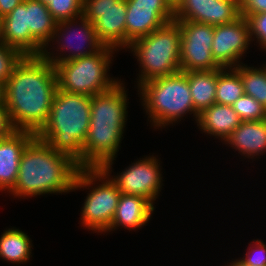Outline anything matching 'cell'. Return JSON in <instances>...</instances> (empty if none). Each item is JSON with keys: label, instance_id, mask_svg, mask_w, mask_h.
<instances>
[{"label": "cell", "instance_id": "1", "mask_svg": "<svg viewBox=\"0 0 266 266\" xmlns=\"http://www.w3.org/2000/svg\"><path fill=\"white\" fill-rule=\"evenodd\" d=\"M4 89V105L14 129L37 135L48 121L58 90L55 66L42 56H24Z\"/></svg>", "mask_w": 266, "mask_h": 266}, {"label": "cell", "instance_id": "2", "mask_svg": "<svg viewBox=\"0 0 266 266\" xmlns=\"http://www.w3.org/2000/svg\"><path fill=\"white\" fill-rule=\"evenodd\" d=\"M124 84L120 81L112 89L91 96L90 125L82 158L77 162L80 168H101L112 174L128 118L129 99Z\"/></svg>", "mask_w": 266, "mask_h": 266}, {"label": "cell", "instance_id": "3", "mask_svg": "<svg viewBox=\"0 0 266 266\" xmlns=\"http://www.w3.org/2000/svg\"><path fill=\"white\" fill-rule=\"evenodd\" d=\"M79 169L77 162L69 155L52 149L35 137L21 155L16 184L9 196L25 199L73 192Z\"/></svg>", "mask_w": 266, "mask_h": 266}, {"label": "cell", "instance_id": "4", "mask_svg": "<svg viewBox=\"0 0 266 266\" xmlns=\"http://www.w3.org/2000/svg\"><path fill=\"white\" fill-rule=\"evenodd\" d=\"M91 113V96L57 90L48 121L36 135L52 149L78 162L86 139Z\"/></svg>", "mask_w": 266, "mask_h": 266}, {"label": "cell", "instance_id": "5", "mask_svg": "<svg viewBox=\"0 0 266 266\" xmlns=\"http://www.w3.org/2000/svg\"><path fill=\"white\" fill-rule=\"evenodd\" d=\"M137 89L148 121L155 130L173 126L186 114H193L195 119L188 78L184 72L150 80Z\"/></svg>", "mask_w": 266, "mask_h": 266}, {"label": "cell", "instance_id": "6", "mask_svg": "<svg viewBox=\"0 0 266 266\" xmlns=\"http://www.w3.org/2000/svg\"><path fill=\"white\" fill-rule=\"evenodd\" d=\"M180 48L181 31L175 20L132 42L126 51L130 50L139 64L137 87L180 72Z\"/></svg>", "mask_w": 266, "mask_h": 266}, {"label": "cell", "instance_id": "7", "mask_svg": "<svg viewBox=\"0 0 266 266\" xmlns=\"http://www.w3.org/2000/svg\"><path fill=\"white\" fill-rule=\"evenodd\" d=\"M115 51V52H114ZM118 51L103 46L98 52L81 58L56 63L55 71L58 89L87 96L97 95L112 89L121 79L108 74L112 57Z\"/></svg>", "mask_w": 266, "mask_h": 266}, {"label": "cell", "instance_id": "8", "mask_svg": "<svg viewBox=\"0 0 266 266\" xmlns=\"http://www.w3.org/2000/svg\"><path fill=\"white\" fill-rule=\"evenodd\" d=\"M81 188L89 192L81 207L79 222L89 231L105 233L114 218L121 192L101 168H80L72 191Z\"/></svg>", "mask_w": 266, "mask_h": 266}, {"label": "cell", "instance_id": "9", "mask_svg": "<svg viewBox=\"0 0 266 266\" xmlns=\"http://www.w3.org/2000/svg\"><path fill=\"white\" fill-rule=\"evenodd\" d=\"M51 43L53 46L56 43L57 49L53 47L50 51ZM49 44L44 48L41 56L53 65L91 55L104 46L96 35L94 25L83 15L57 22Z\"/></svg>", "mask_w": 266, "mask_h": 266}, {"label": "cell", "instance_id": "10", "mask_svg": "<svg viewBox=\"0 0 266 266\" xmlns=\"http://www.w3.org/2000/svg\"><path fill=\"white\" fill-rule=\"evenodd\" d=\"M125 0H83V16L93 25L99 41L117 51L126 50Z\"/></svg>", "mask_w": 266, "mask_h": 266}, {"label": "cell", "instance_id": "11", "mask_svg": "<svg viewBox=\"0 0 266 266\" xmlns=\"http://www.w3.org/2000/svg\"><path fill=\"white\" fill-rule=\"evenodd\" d=\"M181 31L180 71H210L220 69L211 54L214 26L177 21Z\"/></svg>", "mask_w": 266, "mask_h": 266}, {"label": "cell", "instance_id": "12", "mask_svg": "<svg viewBox=\"0 0 266 266\" xmlns=\"http://www.w3.org/2000/svg\"><path fill=\"white\" fill-rule=\"evenodd\" d=\"M158 158V156L147 155L131 163L116 176L106 174L121 193L144 197L155 205L154 201L159 197L162 186H164L161 161Z\"/></svg>", "mask_w": 266, "mask_h": 266}, {"label": "cell", "instance_id": "13", "mask_svg": "<svg viewBox=\"0 0 266 266\" xmlns=\"http://www.w3.org/2000/svg\"><path fill=\"white\" fill-rule=\"evenodd\" d=\"M251 43L247 19L240 16L232 23L214 26L211 54L220 67L235 68L243 63Z\"/></svg>", "mask_w": 266, "mask_h": 266}, {"label": "cell", "instance_id": "14", "mask_svg": "<svg viewBox=\"0 0 266 266\" xmlns=\"http://www.w3.org/2000/svg\"><path fill=\"white\" fill-rule=\"evenodd\" d=\"M126 50L135 40L174 20V11L165 0H125Z\"/></svg>", "mask_w": 266, "mask_h": 266}, {"label": "cell", "instance_id": "15", "mask_svg": "<svg viewBox=\"0 0 266 266\" xmlns=\"http://www.w3.org/2000/svg\"><path fill=\"white\" fill-rule=\"evenodd\" d=\"M240 17L239 0H183L174 11L175 21L223 25Z\"/></svg>", "mask_w": 266, "mask_h": 266}, {"label": "cell", "instance_id": "16", "mask_svg": "<svg viewBox=\"0 0 266 266\" xmlns=\"http://www.w3.org/2000/svg\"><path fill=\"white\" fill-rule=\"evenodd\" d=\"M1 41L23 56H41L44 48L31 36L27 27L26 0L2 18Z\"/></svg>", "mask_w": 266, "mask_h": 266}, {"label": "cell", "instance_id": "17", "mask_svg": "<svg viewBox=\"0 0 266 266\" xmlns=\"http://www.w3.org/2000/svg\"><path fill=\"white\" fill-rule=\"evenodd\" d=\"M36 137L32 132L14 130L0 139V191L10 192L16 184L19 162L26 146Z\"/></svg>", "mask_w": 266, "mask_h": 266}, {"label": "cell", "instance_id": "18", "mask_svg": "<svg viewBox=\"0 0 266 266\" xmlns=\"http://www.w3.org/2000/svg\"><path fill=\"white\" fill-rule=\"evenodd\" d=\"M155 206L146 198L121 193L117 209L110 225L105 232L119 228L139 230L150 222ZM121 226V227H120ZM119 227V228H118Z\"/></svg>", "mask_w": 266, "mask_h": 266}, {"label": "cell", "instance_id": "19", "mask_svg": "<svg viewBox=\"0 0 266 266\" xmlns=\"http://www.w3.org/2000/svg\"><path fill=\"white\" fill-rule=\"evenodd\" d=\"M223 144L241 153L243 158H259L266 152V119L241 122Z\"/></svg>", "mask_w": 266, "mask_h": 266}, {"label": "cell", "instance_id": "20", "mask_svg": "<svg viewBox=\"0 0 266 266\" xmlns=\"http://www.w3.org/2000/svg\"><path fill=\"white\" fill-rule=\"evenodd\" d=\"M241 122L231 105L214 103L199 114L197 127L206 135H212L224 143Z\"/></svg>", "mask_w": 266, "mask_h": 266}, {"label": "cell", "instance_id": "21", "mask_svg": "<svg viewBox=\"0 0 266 266\" xmlns=\"http://www.w3.org/2000/svg\"><path fill=\"white\" fill-rule=\"evenodd\" d=\"M187 71L189 89L195 109V123L200 113L216 103L217 74L222 70Z\"/></svg>", "mask_w": 266, "mask_h": 266}, {"label": "cell", "instance_id": "22", "mask_svg": "<svg viewBox=\"0 0 266 266\" xmlns=\"http://www.w3.org/2000/svg\"><path fill=\"white\" fill-rule=\"evenodd\" d=\"M26 19L31 36L43 48L49 45L57 21L50 14L47 5L37 0H26Z\"/></svg>", "mask_w": 266, "mask_h": 266}, {"label": "cell", "instance_id": "23", "mask_svg": "<svg viewBox=\"0 0 266 266\" xmlns=\"http://www.w3.org/2000/svg\"><path fill=\"white\" fill-rule=\"evenodd\" d=\"M33 243L29 235L18 228H7L0 235V258L12 264H27L32 257Z\"/></svg>", "mask_w": 266, "mask_h": 266}, {"label": "cell", "instance_id": "24", "mask_svg": "<svg viewBox=\"0 0 266 266\" xmlns=\"http://www.w3.org/2000/svg\"><path fill=\"white\" fill-rule=\"evenodd\" d=\"M243 94L240 73L235 68H223L217 74L216 103L232 105Z\"/></svg>", "mask_w": 266, "mask_h": 266}, {"label": "cell", "instance_id": "25", "mask_svg": "<svg viewBox=\"0 0 266 266\" xmlns=\"http://www.w3.org/2000/svg\"><path fill=\"white\" fill-rule=\"evenodd\" d=\"M235 69L240 73L244 94L252 96L266 108V64L254 68L242 63Z\"/></svg>", "mask_w": 266, "mask_h": 266}, {"label": "cell", "instance_id": "26", "mask_svg": "<svg viewBox=\"0 0 266 266\" xmlns=\"http://www.w3.org/2000/svg\"><path fill=\"white\" fill-rule=\"evenodd\" d=\"M231 106L242 122L266 119V108L252 96L243 94Z\"/></svg>", "mask_w": 266, "mask_h": 266}, {"label": "cell", "instance_id": "27", "mask_svg": "<svg viewBox=\"0 0 266 266\" xmlns=\"http://www.w3.org/2000/svg\"><path fill=\"white\" fill-rule=\"evenodd\" d=\"M47 8L57 22L71 20L83 15V0H51Z\"/></svg>", "mask_w": 266, "mask_h": 266}, {"label": "cell", "instance_id": "28", "mask_svg": "<svg viewBox=\"0 0 266 266\" xmlns=\"http://www.w3.org/2000/svg\"><path fill=\"white\" fill-rule=\"evenodd\" d=\"M24 56L12 47L0 42V82L6 84L15 66Z\"/></svg>", "mask_w": 266, "mask_h": 266}, {"label": "cell", "instance_id": "29", "mask_svg": "<svg viewBox=\"0 0 266 266\" xmlns=\"http://www.w3.org/2000/svg\"><path fill=\"white\" fill-rule=\"evenodd\" d=\"M252 43H258V47L266 52V12L249 15L247 18Z\"/></svg>", "mask_w": 266, "mask_h": 266}, {"label": "cell", "instance_id": "30", "mask_svg": "<svg viewBox=\"0 0 266 266\" xmlns=\"http://www.w3.org/2000/svg\"><path fill=\"white\" fill-rule=\"evenodd\" d=\"M249 244L248 251L239 260L248 266H266V244L259 239Z\"/></svg>", "mask_w": 266, "mask_h": 266}, {"label": "cell", "instance_id": "31", "mask_svg": "<svg viewBox=\"0 0 266 266\" xmlns=\"http://www.w3.org/2000/svg\"><path fill=\"white\" fill-rule=\"evenodd\" d=\"M240 16L247 18L249 15L266 12V0H239Z\"/></svg>", "mask_w": 266, "mask_h": 266}, {"label": "cell", "instance_id": "32", "mask_svg": "<svg viewBox=\"0 0 266 266\" xmlns=\"http://www.w3.org/2000/svg\"><path fill=\"white\" fill-rule=\"evenodd\" d=\"M14 130L6 106H0V139L10 135Z\"/></svg>", "mask_w": 266, "mask_h": 266}, {"label": "cell", "instance_id": "33", "mask_svg": "<svg viewBox=\"0 0 266 266\" xmlns=\"http://www.w3.org/2000/svg\"><path fill=\"white\" fill-rule=\"evenodd\" d=\"M23 0H0V17L3 18L13 11Z\"/></svg>", "mask_w": 266, "mask_h": 266}, {"label": "cell", "instance_id": "34", "mask_svg": "<svg viewBox=\"0 0 266 266\" xmlns=\"http://www.w3.org/2000/svg\"><path fill=\"white\" fill-rule=\"evenodd\" d=\"M167 5L175 11L183 2V0H165Z\"/></svg>", "mask_w": 266, "mask_h": 266}, {"label": "cell", "instance_id": "35", "mask_svg": "<svg viewBox=\"0 0 266 266\" xmlns=\"http://www.w3.org/2000/svg\"><path fill=\"white\" fill-rule=\"evenodd\" d=\"M4 84L0 82V106H4Z\"/></svg>", "mask_w": 266, "mask_h": 266}, {"label": "cell", "instance_id": "36", "mask_svg": "<svg viewBox=\"0 0 266 266\" xmlns=\"http://www.w3.org/2000/svg\"><path fill=\"white\" fill-rule=\"evenodd\" d=\"M226 266H248V265L243 264L238 258V259H235L234 261H231L229 265H228V262H227Z\"/></svg>", "mask_w": 266, "mask_h": 266}, {"label": "cell", "instance_id": "37", "mask_svg": "<svg viewBox=\"0 0 266 266\" xmlns=\"http://www.w3.org/2000/svg\"><path fill=\"white\" fill-rule=\"evenodd\" d=\"M1 36H2V18L0 17V42H1Z\"/></svg>", "mask_w": 266, "mask_h": 266}, {"label": "cell", "instance_id": "38", "mask_svg": "<svg viewBox=\"0 0 266 266\" xmlns=\"http://www.w3.org/2000/svg\"><path fill=\"white\" fill-rule=\"evenodd\" d=\"M37 1H40V2H42L44 5H47L51 0H37Z\"/></svg>", "mask_w": 266, "mask_h": 266}]
</instances>
